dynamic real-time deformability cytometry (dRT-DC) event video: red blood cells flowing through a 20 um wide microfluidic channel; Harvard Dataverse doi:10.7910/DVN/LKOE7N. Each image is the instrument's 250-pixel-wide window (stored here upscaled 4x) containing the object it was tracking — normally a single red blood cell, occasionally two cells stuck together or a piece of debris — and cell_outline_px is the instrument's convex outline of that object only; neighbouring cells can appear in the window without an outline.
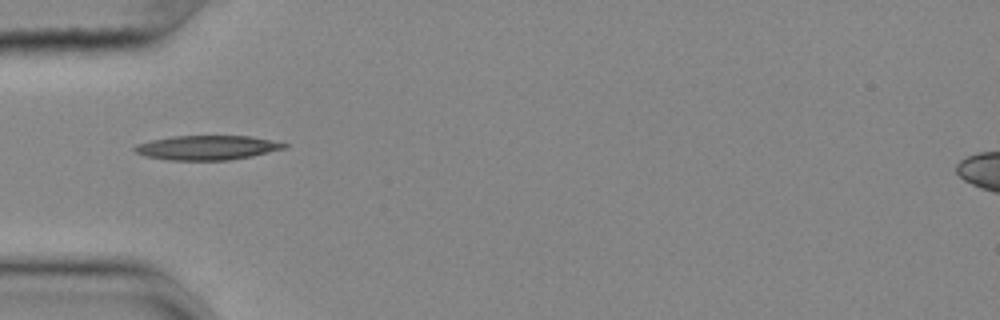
{"species": "common noctule bat (a hibernating species)", "species_latin": "Nyctalus noctula", "temperature_condition": "cold", "stored_images_in_passage": 39, "camera_frame_rate_fps": 3000, "um_per_image_px": 0.085, "animal": {"sex": "female", "body_mass_g": 25.1}, "frame": {"image": 1, "passage_image": 1, "time_ms": 0.0, "image_size_px": [1000, 320], "cell_outline_px": [[288, 148], [252, 156], [228, 160], [168, 160], [144, 156], [136, 152], [132, 148], [136, 144], [152, 140], [172, 136], [248, 136], [288, 144]], "centroid_in_image_um": [17.58, 12.55], "position_along_channel_um": 67.4, "area_um2": 21.21}}
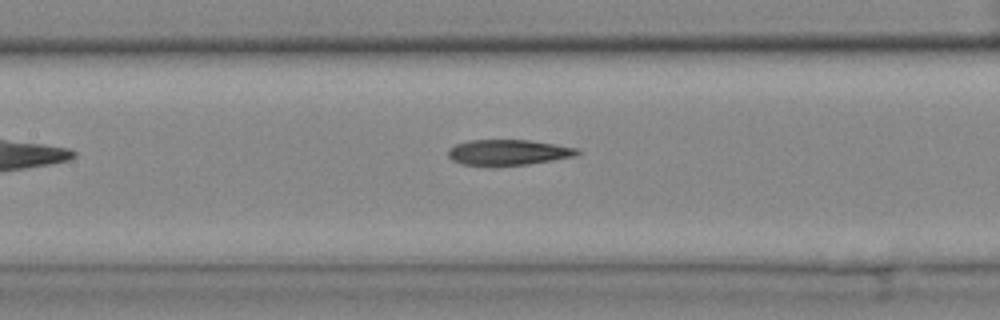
{"frame": {"image": 2, "passage_image": 9, "time_ms": 2.667, "image_size_px": [1000, 320], "cell_outline_px": [[580, 152], [576, 156], [528, 164], [460, 164], [452, 160], [448, 156], [448, 148], [456, 144], [468, 140], [528, 140], [580, 148]], "centroid_in_image_um": [43.21, 12.93], "position_along_channel_um": 164.2, "area_um2": 18.9}}
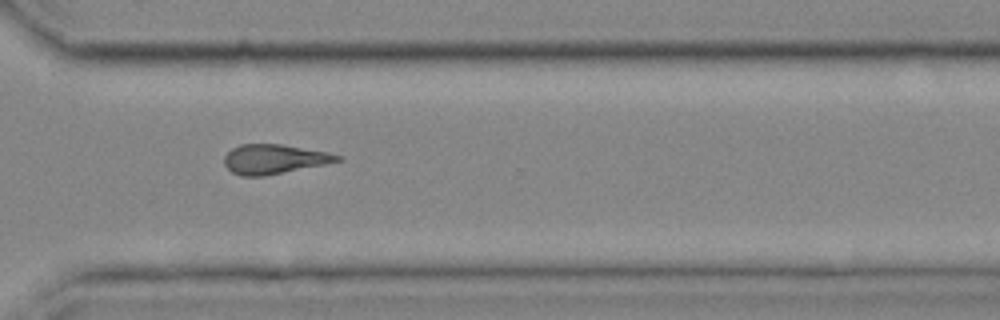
{"frame": {"image": 3, "passage_image": 24, "time_ms": 7.667, "image_size_px": [1000, 320], "cell_outline_px": [[344, 160], [264, 176], [240, 176], [232, 172], [224, 164], [224, 156], [232, 148], [240, 144], [280, 144], [328, 152], [344, 156]], "centroid_in_image_um": [23.31, 13.52], "position_along_channel_um": 347.3, "area_um2": 19.42}, "authors_computed_cell_mechanics": {"area_um2": 19.652, "velocity_mm_per_s": 3.6617, "shape_relaxation_time_tau1_ms": 9.1485, "shape_relaxation_time_tau2_ms": 4.4513, "deformation_change_tau1": 0.2046, "deformation_change_tau2": 0.1533}}